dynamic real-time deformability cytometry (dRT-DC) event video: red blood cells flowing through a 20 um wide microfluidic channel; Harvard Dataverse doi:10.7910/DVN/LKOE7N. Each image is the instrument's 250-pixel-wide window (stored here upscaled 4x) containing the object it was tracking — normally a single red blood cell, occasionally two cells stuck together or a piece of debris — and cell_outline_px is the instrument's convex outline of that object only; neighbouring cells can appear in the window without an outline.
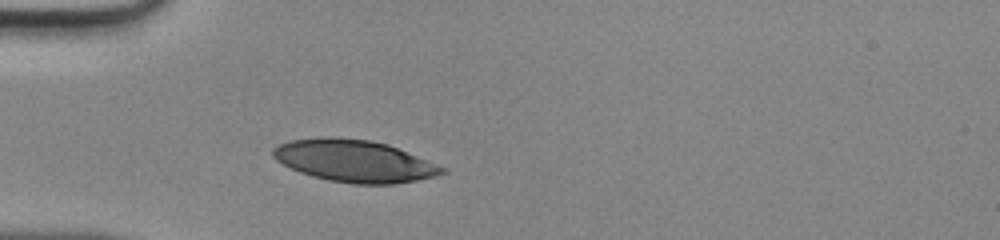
{"species": "human", "species_latin": "Homo sapiens", "temperature_condition": "room temperature", "stored_images_in_passage": 28, "camera_frame_rate_fps": 3000, "um_per_image_px": 0.085, "donor": {"sex": "male"}, "frame": {"image": 1, "passage_image": 1, "time_ms": 0.0, "image_size_px": [1000, 240], "cell_outline_px": [[448, 172], [436, 176], [396, 184], [352, 184], [328, 180], [312, 176], [300, 172], [276, 160], [272, 156], [272, 148], [280, 144], [292, 140], [372, 140], [388, 144], [448, 168]], "centroid_in_image_um": [30.21, 13.74], "position_along_channel_um": 54.8, "area_um2": 40.46}}
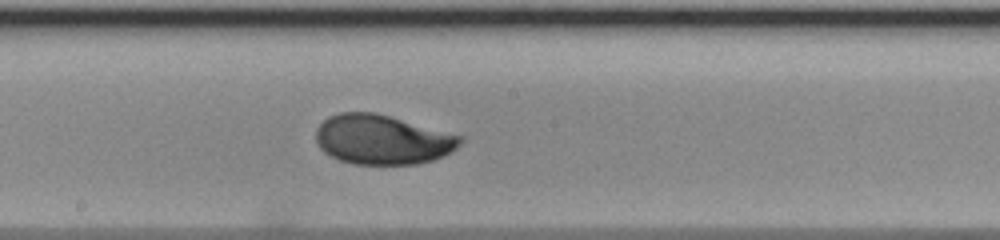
{"frame": {"image": 2, "passage_image": 13, "time_ms": 4.0, "image_size_px": [1000, 240], "cell_outline_px": [[464, 140], [456, 148], [432, 160], [416, 164], [352, 164], [340, 160], [324, 152], [320, 148], [316, 140], [316, 128], [328, 116], [340, 112], [376, 112], [464, 136]], "centroid_in_image_um": [32.49, 11.85], "position_along_channel_um": 215.7, "area_um2": 41.73}}
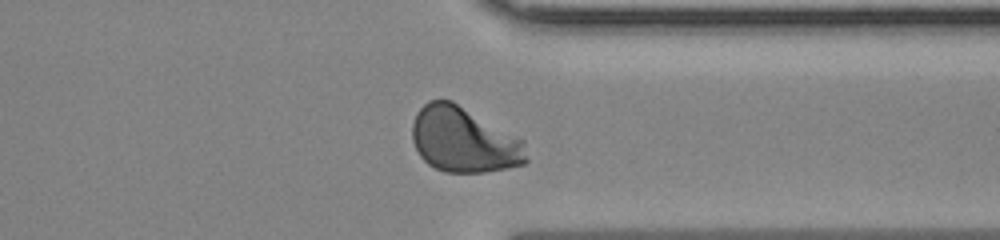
{"frame": {"image": 3, "passage_image": 24, "time_ms": 7.667, "image_size_px": [1000, 240], "cell_outline_px": [[528, 160], [524, 164], [484, 172], [444, 172], [428, 164], [420, 156], [412, 140], [412, 124], [416, 112], [428, 100], [452, 100], [524, 140]], "centroid_in_image_um": [39.41, 11.88], "position_along_channel_um": 372.0, "area_um2": 43.47}}